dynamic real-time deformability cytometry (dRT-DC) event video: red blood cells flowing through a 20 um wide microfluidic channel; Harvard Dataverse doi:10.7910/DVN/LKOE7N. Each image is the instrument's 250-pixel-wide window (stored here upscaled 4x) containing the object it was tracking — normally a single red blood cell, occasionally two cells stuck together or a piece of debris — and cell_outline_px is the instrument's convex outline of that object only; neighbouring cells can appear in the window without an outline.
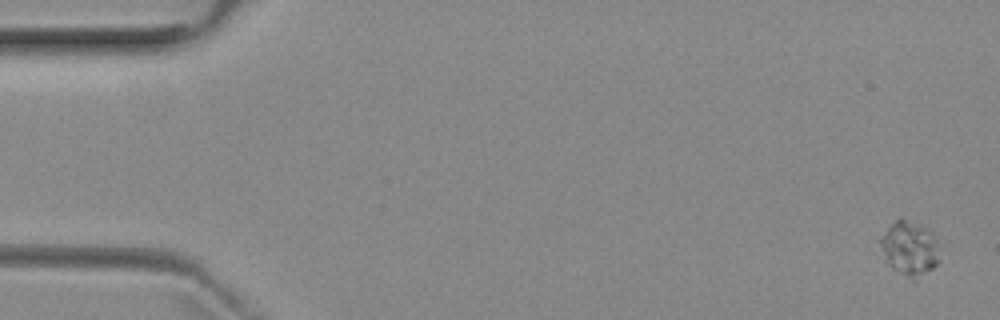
{"species": "common noctule bat (a hibernating species)", "species_latin": "Nyctalus noctula", "temperature_condition": "room temperature", "stored_images_in_passage": 5, "camera_frame_rate_fps": 3000, "um_per_image_px": 0.085, "animal": {"sex": "female", "body_mass_g": 29.2, "forearm_length_mm": 56.3}, "frame": {"image": 1, "passage_image": 1, "time_ms": 0.0, "image_size_px": [1000, 320], "cell_outline_px": [[940, 260], [932, 268], [916, 280], [912, 280], [892, 268], [884, 260], [880, 248], [880, 236], [900, 216], [928, 228], [940, 244]], "centroid_in_image_um": [77.33, 21.11], "position_along_channel_um": 7.7, "area_um2": 19.19}}